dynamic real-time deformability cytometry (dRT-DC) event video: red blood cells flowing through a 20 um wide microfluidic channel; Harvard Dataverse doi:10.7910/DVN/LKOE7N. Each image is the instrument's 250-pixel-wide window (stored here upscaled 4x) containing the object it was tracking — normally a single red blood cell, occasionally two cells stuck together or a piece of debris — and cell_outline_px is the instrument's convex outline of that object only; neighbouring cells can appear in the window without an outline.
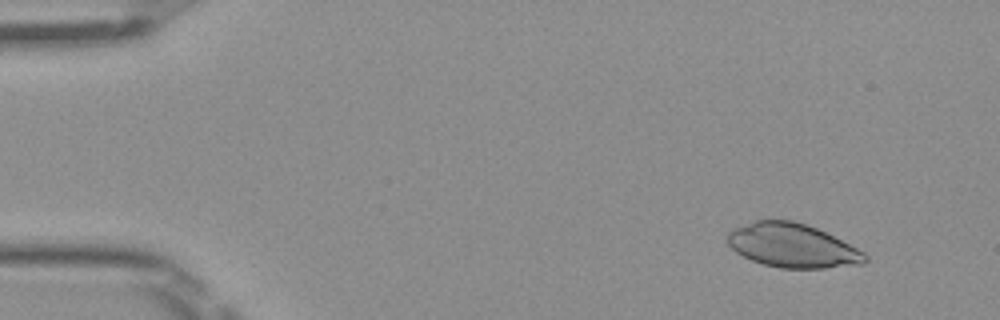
{"species": "Egyptian fruit bat (a non-hibernating species)", "species_latin": "Rousettus aegyptiacus", "temperature_condition": "room temperature", "stored_images_in_passage": 46, "camera_frame_rate_fps": 3000, "um_per_image_px": 0.085, "frame": {"image": 1, "passage_image": 1, "time_ms": 0.0, "image_size_px": [1000, 320], "cell_outline_px": [[868, 260], [864, 264], [824, 268], [780, 268], [764, 264], [752, 260], [736, 252], [728, 244], [728, 232], [732, 228], [756, 220], [792, 220], [816, 228], [864, 252], [868, 256]], "centroid_in_image_um": [67.34, 20.88], "position_along_channel_um": 17.7, "area_um2": 34.91}}
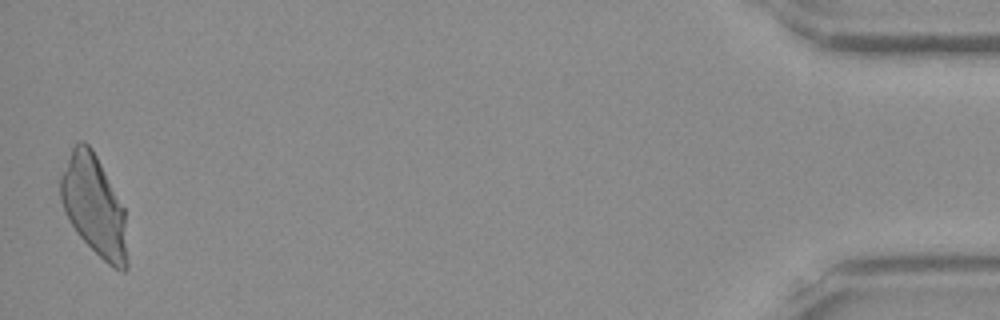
{"frame": {"image": 2, "passage_image": 46, "time_ms": 15.0, "image_size_px": [1000, 320], "cell_outline_px": [[128, 268], [124, 272], [120, 272], [112, 268], [76, 232], [60, 200], [60, 176], [72, 148], [80, 140], [84, 140], [92, 148], [124, 208], [128, 260]], "centroid_in_image_um": [8.01, 17.52], "position_along_channel_um": 427.2, "area_um2": 38.61}}